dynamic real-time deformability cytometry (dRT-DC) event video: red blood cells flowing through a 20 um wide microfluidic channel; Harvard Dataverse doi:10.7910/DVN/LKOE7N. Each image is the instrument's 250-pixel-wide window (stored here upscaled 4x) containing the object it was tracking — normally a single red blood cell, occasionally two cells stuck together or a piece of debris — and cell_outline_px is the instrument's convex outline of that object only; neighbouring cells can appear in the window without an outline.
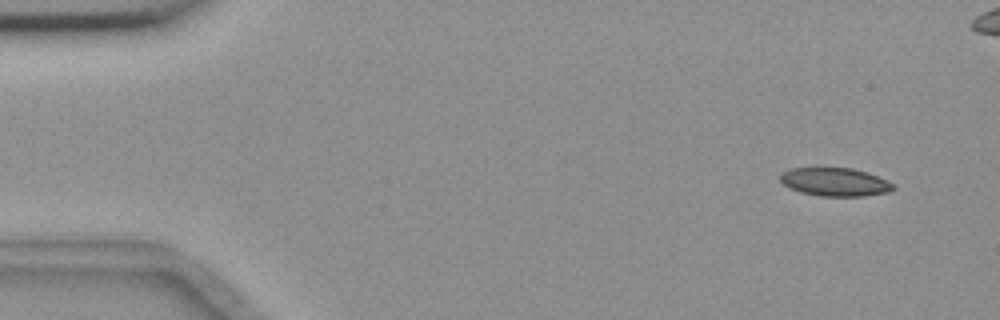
{"species": "common noctule bat (a hibernating species)", "species_latin": "Nyctalus noctula", "temperature_condition": "room temperature", "stored_images_in_passage": 7, "camera_frame_rate_fps": 3000, "um_per_image_px": 0.085, "animal": {"sex": "female", "body_mass_g": 18.4}, "frame": {"image": 1, "passage_image": 1, "time_ms": 0.0, "image_size_px": [1000, 320], "cell_outline_px": [[896, 188], [888, 192], [864, 196], [820, 196], [800, 192], [788, 188], [780, 180], [780, 176], [788, 168], [816, 164], [852, 168], [868, 172], [888, 180], [896, 184]], "centroid_in_image_um": [70.95, 15.41], "position_along_channel_um": 14.1, "area_um2": 19.77}}
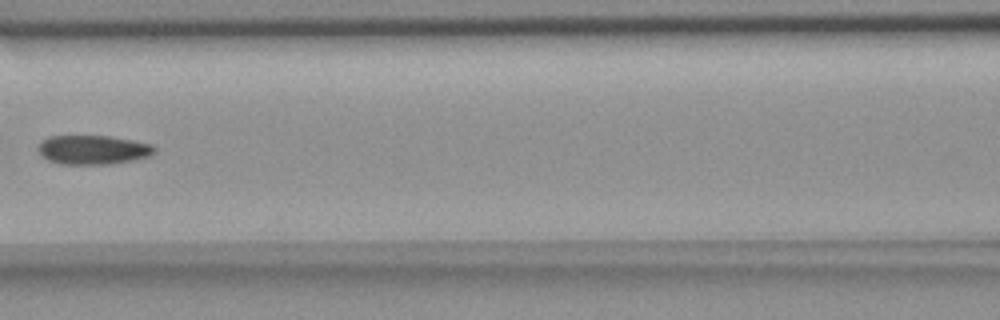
{"frame": {"image": 2, "passage_image": 6, "time_ms": 1.667, "image_size_px": [1000, 320], "cell_outline_px": [[156, 152], [152, 156], [112, 164], [60, 164], [48, 160], [36, 148], [48, 136], [112, 136], [152, 144], [156, 148]], "centroid_in_image_um": [7.96, 12.73], "position_along_channel_um": 158.6, "area_um2": 19.83}}
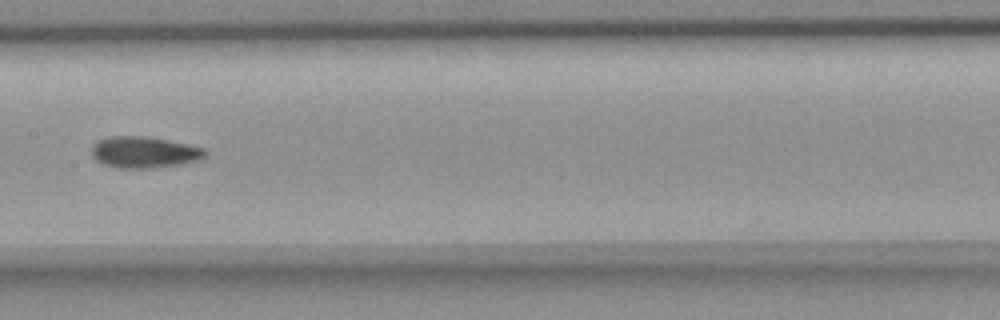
{"frame": {"image": 3, "passage_image": 7, "time_ms": 2.0, "image_size_px": [1000, 320], "cell_outline_px": [[204, 156], [196, 160], [180, 164], [148, 168], [120, 168], [104, 164], [96, 160], [92, 156], [92, 144], [108, 136], [148, 136], [188, 144], [204, 148]], "centroid_in_image_um": [12.2, 12.92], "position_along_channel_um": 195.2, "area_um2": 20.52}}